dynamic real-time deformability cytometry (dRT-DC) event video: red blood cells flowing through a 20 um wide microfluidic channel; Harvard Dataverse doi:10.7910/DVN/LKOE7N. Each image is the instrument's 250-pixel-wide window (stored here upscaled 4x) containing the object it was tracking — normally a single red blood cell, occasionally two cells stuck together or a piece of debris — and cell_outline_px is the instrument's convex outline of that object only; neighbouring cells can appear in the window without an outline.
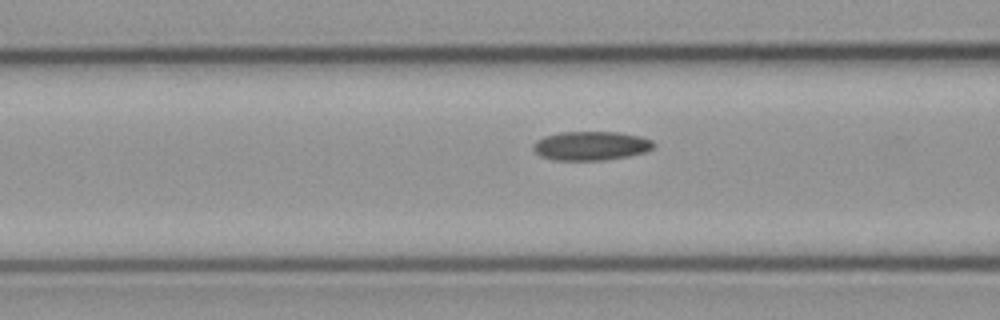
{"species": "common noctule bat (a hibernating species)", "species_latin": "Nyctalus noctula", "temperature_condition": "cold", "stored_images_in_passage": 9, "camera_frame_rate_fps": 3000, "um_per_image_px": 0.085, "animal": {"sex": "male", "body_mass_g": 23.1, "forearm_length_mm": 52.7}, "frame": {"image": 1, "passage_image": 7, "time_ms": 2.0, "image_size_px": [1000, 320], "cell_outline_px": [[656, 144], [652, 148], [644, 152], [628, 156], [604, 160], [556, 160], [540, 156], [532, 148], [532, 144], [536, 140], [544, 136], [560, 132], [616, 132], [640, 136], [652, 140]], "centroid_in_image_um": [50.21, 12.39], "position_along_channel_um": 116.4, "area_um2": 20.35}}